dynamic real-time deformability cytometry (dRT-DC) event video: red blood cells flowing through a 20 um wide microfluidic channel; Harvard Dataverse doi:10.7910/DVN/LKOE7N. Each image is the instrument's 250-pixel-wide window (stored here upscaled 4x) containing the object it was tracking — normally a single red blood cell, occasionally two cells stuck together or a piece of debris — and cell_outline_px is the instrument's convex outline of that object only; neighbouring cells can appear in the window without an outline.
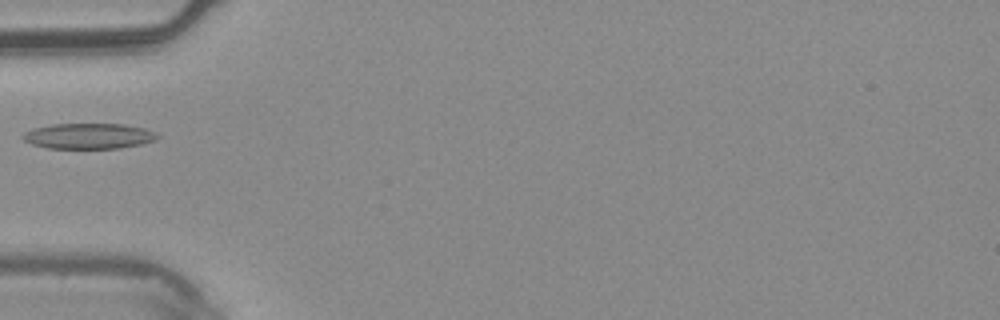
{"species": "common noctule bat (a hibernating species)", "species_latin": "Nyctalus noctula", "temperature_condition": "warm", "stored_images_in_passage": 6, "camera_frame_rate_fps": 3000, "um_per_image_px": 0.085, "animal": {"sex": "male", "body_mass_g": 20.4}, "frame": {"image": 1, "passage_image": 6, "time_ms": 1.667, "image_size_px": [1000, 320], "cell_outline_px": [[160, 136], [156, 140], [140, 144], [120, 148], [48, 148], [32, 144], [24, 140], [20, 136], [24, 132], [36, 128], [52, 124], [124, 124], [144, 128], [156, 132]], "centroid_in_image_um": [7.56, 11.56], "position_along_channel_um": 77.4, "area_um2": 20.0}}